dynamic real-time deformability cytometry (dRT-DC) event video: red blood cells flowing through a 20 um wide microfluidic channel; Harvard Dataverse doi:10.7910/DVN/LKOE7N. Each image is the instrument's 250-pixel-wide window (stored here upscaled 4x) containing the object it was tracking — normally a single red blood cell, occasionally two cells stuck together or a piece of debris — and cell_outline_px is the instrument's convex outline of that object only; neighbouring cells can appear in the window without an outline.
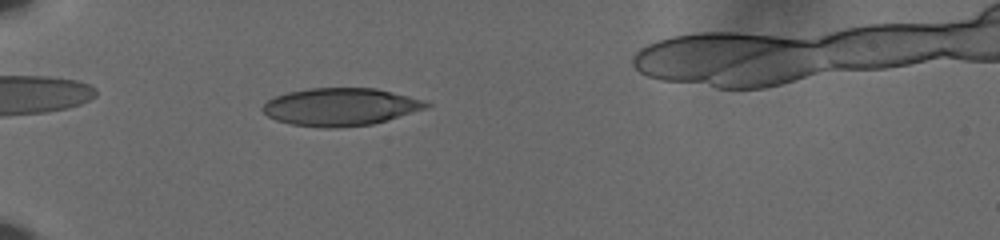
{"species": "human", "species_latin": "Homo sapiens", "temperature_condition": "cold", "stored_images_in_passage": 50, "camera_frame_rate_fps": 3000, "um_per_image_px": 0.085, "donor": {"sex": "male"}, "frame": {"image": 1, "passage_image": 11, "time_ms": 3.333, "image_size_px": [1000, 240], "cell_outline_px": [[432, 104], [428, 108], [372, 124], [336, 128], [324, 128], [292, 124], [276, 120], [268, 116], [260, 108], [268, 100], [276, 96], [288, 92], [308, 88], [376, 88], [424, 100]], "centroid_in_image_um": [28.94, 9.08], "position_along_channel_um": 56.1, "area_um2": 35.84}}
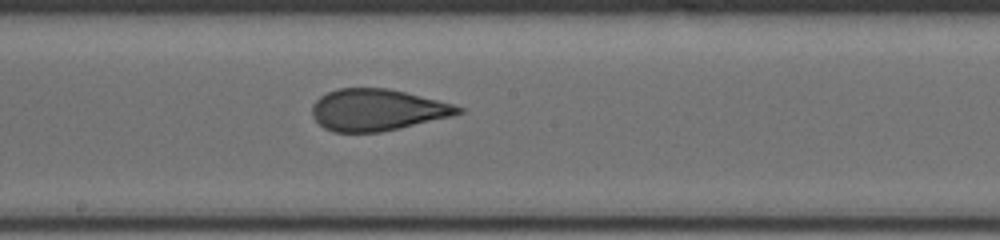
{"frame": {"image": 2, "passage_image": 26, "time_ms": 8.333, "image_size_px": [1000, 240], "cell_outline_px": [[464, 112], [452, 116], [400, 128], [380, 132], [332, 132], [324, 128], [312, 116], [312, 104], [320, 96], [328, 92], [340, 88], [388, 88], [452, 104], [464, 108]], "centroid_in_image_um": [32.04, 9.35], "position_along_channel_um": 216.2, "area_um2": 35.26}}
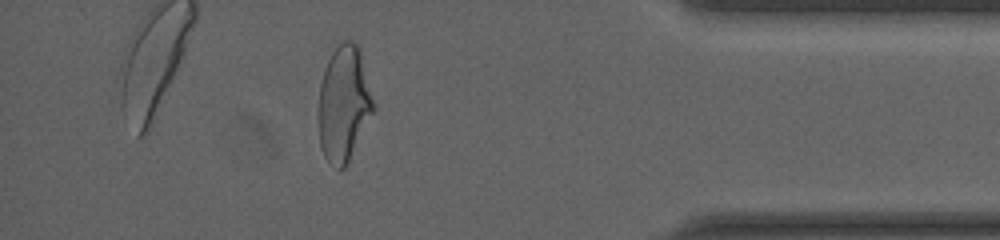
{"frame": {"image": 3, "passage_image": 44, "time_ms": 14.333, "image_size_px": [1000, 240], "cell_outline_px": [[376, 108], [344, 168], [340, 168], [328, 160], [324, 156], [320, 148], [320, 84], [324, 68], [332, 52], [340, 40], [352, 40], [360, 48]], "centroid_in_image_um": [29.26, 8.74], "position_along_channel_um": 405.9, "area_um2": 36.59}}